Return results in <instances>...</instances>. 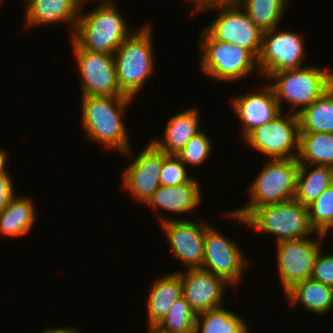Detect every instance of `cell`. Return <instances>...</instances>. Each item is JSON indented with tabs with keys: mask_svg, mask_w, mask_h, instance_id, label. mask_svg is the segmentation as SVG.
Instances as JSON below:
<instances>
[{
	"mask_svg": "<svg viewBox=\"0 0 333 333\" xmlns=\"http://www.w3.org/2000/svg\"><path fill=\"white\" fill-rule=\"evenodd\" d=\"M311 227L317 237H325L333 227V183L307 206Z\"/></svg>",
	"mask_w": 333,
	"mask_h": 333,
	"instance_id": "obj_30",
	"label": "cell"
},
{
	"mask_svg": "<svg viewBox=\"0 0 333 333\" xmlns=\"http://www.w3.org/2000/svg\"><path fill=\"white\" fill-rule=\"evenodd\" d=\"M181 296L182 279L179 272L157 278L151 286L146 303L149 326H156Z\"/></svg>",
	"mask_w": 333,
	"mask_h": 333,
	"instance_id": "obj_21",
	"label": "cell"
},
{
	"mask_svg": "<svg viewBox=\"0 0 333 333\" xmlns=\"http://www.w3.org/2000/svg\"><path fill=\"white\" fill-rule=\"evenodd\" d=\"M82 4L80 0H33L25 7L26 26L68 22L72 36Z\"/></svg>",
	"mask_w": 333,
	"mask_h": 333,
	"instance_id": "obj_18",
	"label": "cell"
},
{
	"mask_svg": "<svg viewBox=\"0 0 333 333\" xmlns=\"http://www.w3.org/2000/svg\"><path fill=\"white\" fill-rule=\"evenodd\" d=\"M261 91L231 99L232 108L243 124V138L255 128L270 122L282 112L272 87L267 85V87H264V91Z\"/></svg>",
	"mask_w": 333,
	"mask_h": 333,
	"instance_id": "obj_17",
	"label": "cell"
},
{
	"mask_svg": "<svg viewBox=\"0 0 333 333\" xmlns=\"http://www.w3.org/2000/svg\"><path fill=\"white\" fill-rule=\"evenodd\" d=\"M132 99L128 96H82V125L89 140L130 155L131 144L122 114Z\"/></svg>",
	"mask_w": 333,
	"mask_h": 333,
	"instance_id": "obj_1",
	"label": "cell"
},
{
	"mask_svg": "<svg viewBox=\"0 0 333 333\" xmlns=\"http://www.w3.org/2000/svg\"><path fill=\"white\" fill-rule=\"evenodd\" d=\"M218 16L205 29L215 40L249 50L257 59L261 53L263 31L237 5L216 6Z\"/></svg>",
	"mask_w": 333,
	"mask_h": 333,
	"instance_id": "obj_9",
	"label": "cell"
},
{
	"mask_svg": "<svg viewBox=\"0 0 333 333\" xmlns=\"http://www.w3.org/2000/svg\"><path fill=\"white\" fill-rule=\"evenodd\" d=\"M42 333H79L76 328L58 327L54 329L47 328Z\"/></svg>",
	"mask_w": 333,
	"mask_h": 333,
	"instance_id": "obj_36",
	"label": "cell"
},
{
	"mask_svg": "<svg viewBox=\"0 0 333 333\" xmlns=\"http://www.w3.org/2000/svg\"><path fill=\"white\" fill-rule=\"evenodd\" d=\"M194 333H249V330L240 316L221 306L198 313Z\"/></svg>",
	"mask_w": 333,
	"mask_h": 333,
	"instance_id": "obj_27",
	"label": "cell"
},
{
	"mask_svg": "<svg viewBox=\"0 0 333 333\" xmlns=\"http://www.w3.org/2000/svg\"><path fill=\"white\" fill-rule=\"evenodd\" d=\"M79 66L82 96H125L119 88L114 56L82 49L72 39Z\"/></svg>",
	"mask_w": 333,
	"mask_h": 333,
	"instance_id": "obj_12",
	"label": "cell"
},
{
	"mask_svg": "<svg viewBox=\"0 0 333 333\" xmlns=\"http://www.w3.org/2000/svg\"><path fill=\"white\" fill-rule=\"evenodd\" d=\"M285 0H240L239 6L264 32L277 28L285 12Z\"/></svg>",
	"mask_w": 333,
	"mask_h": 333,
	"instance_id": "obj_28",
	"label": "cell"
},
{
	"mask_svg": "<svg viewBox=\"0 0 333 333\" xmlns=\"http://www.w3.org/2000/svg\"><path fill=\"white\" fill-rule=\"evenodd\" d=\"M307 169H311L307 164H299L294 198L303 206L310 205L333 183V167L315 165Z\"/></svg>",
	"mask_w": 333,
	"mask_h": 333,
	"instance_id": "obj_24",
	"label": "cell"
},
{
	"mask_svg": "<svg viewBox=\"0 0 333 333\" xmlns=\"http://www.w3.org/2000/svg\"><path fill=\"white\" fill-rule=\"evenodd\" d=\"M268 78L275 79L269 85L274 91L281 111L282 101H286L292 105V109L300 107L294 112L295 114L310 106L333 85V72L316 66L283 70L271 73Z\"/></svg>",
	"mask_w": 333,
	"mask_h": 333,
	"instance_id": "obj_6",
	"label": "cell"
},
{
	"mask_svg": "<svg viewBox=\"0 0 333 333\" xmlns=\"http://www.w3.org/2000/svg\"><path fill=\"white\" fill-rule=\"evenodd\" d=\"M299 133L333 134V85L310 106L298 113Z\"/></svg>",
	"mask_w": 333,
	"mask_h": 333,
	"instance_id": "obj_25",
	"label": "cell"
},
{
	"mask_svg": "<svg viewBox=\"0 0 333 333\" xmlns=\"http://www.w3.org/2000/svg\"><path fill=\"white\" fill-rule=\"evenodd\" d=\"M226 214L258 231L276 235V243L307 238L315 232L309 221L307 206L295 199L255 208L245 219L233 211Z\"/></svg>",
	"mask_w": 333,
	"mask_h": 333,
	"instance_id": "obj_3",
	"label": "cell"
},
{
	"mask_svg": "<svg viewBox=\"0 0 333 333\" xmlns=\"http://www.w3.org/2000/svg\"><path fill=\"white\" fill-rule=\"evenodd\" d=\"M176 259L188 269L201 268L207 224L181 219L159 218Z\"/></svg>",
	"mask_w": 333,
	"mask_h": 333,
	"instance_id": "obj_15",
	"label": "cell"
},
{
	"mask_svg": "<svg viewBox=\"0 0 333 333\" xmlns=\"http://www.w3.org/2000/svg\"><path fill=\"white\" fill-rule=\"evenodd\" d=\"M311 278L333 287V253L325 255L320 249L314 261Z\"/></svg>",
	"mask_w": 333,
	"mask_h": 333,
	"instance_id": "obj_33",
	"label": "cell"
},
{
	"mask_svg": "<svg viewBox=\"0 0 333 333\" xmlns=\"http://www.w3.org/2000/svg\"><path fill=\"white\" fill-rule=\"evenodd\" d=\"M308 238L284 240L276 244L278 272L284 293L295 283L312 277L314 261L321 244L318 239Z\"/></svg>",
	"mask_w": 333,
	"mask_h": 333,
	"instance_id": "obj_13",
	"label": "cell"
},
{
	"mask_svg": "<svg viewBox=\"0 0 333 333\" xmlns=\"http://www.w3.org/2000/svg\"><path fill=\"white\" fill-rule=\"evenodd\" d=\"M134 32L113 54L120 91L131 98L143 88L146 79L150 78L155 62L151 27L145 25Z\"/></svg>",
	"mask_w": 333,
	"mask_h": 333,
	"instance_id": "obj_4",
	"label": "cell"
},
{
	"mask_svg": "<svg viewBox=\"0 0 333 333\" xmlns=\"http://www.w3.org/2000/svg\"><path fill=\"white\" fill-rule=\"evenodd\" d=\"M197 314L183 296L175 301L156 327L167 333H194Z\"/></svg>",
	"mask_w": 333,
	"mask_h": 333,
	"instance_id": "obj_29",
	"label": "cell"
},
{
	"mask_svg": "<svg viewBox=\"0 0 333 333\" xmlns=\"http://www.w3.org/2000/svg\"><path fill=\"white\" fill-rule=\"evenodd\" d=\"M193 177L189 173L185 165L176 155H168L163 160L160 174L161 186H177L190 182Z\"/></svg>",
	"mask_w": 333,
	"mask_h": 333,
	"instance_id": "obj_32",
	"label": "cell"
},
{
	"mask_svg": "<svg viewBox=\"0 0 333 333\" xmlns=\"http://www.w3.org/2000/svg\"><path fill=\"white\" fill-rule=\"evenodd\" d=\"M199 43L202 50L201 69L208 76L222 81L247 77L258 67V59L247 49L215 40L205 29Z\"/></svg>",
	"mask_w": 333,
	"mask_h": 333,
	"instance_id": "obj_7",
	"label": "cell"
},
{
	"mask_svg": "<svg viewBox=\"0 0 333 333\" xmlns=\"http://www.w3.org/2000/svg\"><path fill=\"white\" fill-rule=\"evenodd\" d=\"M195 178L177 186H160L145 203L152 209L160 207L169 212L186 213L196 209L201 201L200 184Z\"/></svg>",
	"mask_w": 333,
	"mask_h": 333,
	"instance_id": "obj_20",
	"label": "cell"
},
{
	"mask_svg": "<svg viewBox=\"0 0 333 333\" xmlns=\"http://www.w3.org/2000/svg\"><path fill=\"white\" fill-rule=\"evenodd\" d=\"M7 156L3 149L0 150V175L9 174L6 170Z\"/></svg>",
	"mask_w": 333,
	"mask_h": 333,
	"instance_id": "obj_37",
	"label": "cell"
},
{
	"mask_svg": "<svg viewBox=\"0 0 333 333\" xmlns=\"http://www.w3.org/2000/svg\"><path fill=\"white\" fill-rule=\"evenodd\" d=\"M82 3H84L85 1H89V0H80ZM91 1V0H90Z\"/></svg>",
	"mask_w": 333,
	"mask_h": 333,
	"instance_id": "obj_40",
	"label": "cell"
},
{
	"mask_svg": "<svg viewBox=\"0 0 333 333\" xmlns=\"http://www.w3.org/2000/svg\"><path fill=\"white\" fill-rule=\"evenodd\" d=\"M98 5L86 15L79 12L72 39L87 51L113 55L131 33L114 2Z\"/></svg>",
	"mask_w": 333,
	"mask_h": 333,
	"instance_id": "obj_2",
	"label": "cell"
},
{
	"mask_svg": "<svg viewBox=\"0 0 333 333\" xmlns=\"http://www.w3.org/2000/svg\"><path fill=\"white\" fill-rule=\"evenodd\" d=\"M236 243L207 224L201 269L236 286L249 263Z\"/></svg>",
	"mask_w": 333,
	"mask_h": 333,
	"instance_id": "obj_10",
	"label": "cell"
},
{
	"mask_svg": "<svg viewBox=\"0 0 333 333\" xmlns=\"http://www.w3.org/2000/svg\"><path fill=\"white\" fill-rule=\"evenodd\" d=\"M276 27L263 32L262 49L258 57V70L266 78L271 73L302 68L304 43L301 34L276 32Z\"/></svg>",
	"mask_w": 333,
	"mask_h": 333,
	"instance_id": "obj_11",
	"label": "cell"
},
{
	"mask_svg": "<svg viewBox=\"0 0 333 333\" xmlns=\"http://www.w3.org/2000/svg\"><path fill=\"white\" fill-rule=\"evenodd\" d=\"M199 110L190 108L175 114L165 127L164 140H151V142L167 155H178L186 143L201 130L199 127Z\"/></svg>",
	"mask_w": 333,
	"mask_h": 333,
	"instance_id": "obj_19",
	"label": "cell"
},
{
	"mask_svg": "<svg viewBox=\"0 0 333 333\" xmlns=\"http://www.w3.org/2000/svg\"><path fill=\"white\" fill-rule=\"evenodd\" d=\"M36 219L33 202L26 196H14L0 213V235L18 237L30 232Z\"/></svg>",
	"mask_w": 333,
	"mask_h": 333,
	"instance_id": "obj_23",
	"label": "cell"
},
{
	"mask_svg": "<svg viewBox=\"0 0 333 333\" xmlns=\"http://www.w3.org/2000/svg\"><path fill=\"white\" fill-rule=\"evenodd\" d=\"M288 113L287 116H283L281 112L270 122L255 128L244 138L245 142L269 157L268 159L297 158L300 132L299 118L298 114L294 112L290 115ZM292 151L294 152L292 153Z\"/></svg>",
	"mask_w": 333,
	"mask_h": 333,
	"instance_id": "obj_8",
	"label": "cell"
},
{
	"mask_svg": "<svg viewBox=\"0 0 333 333\" xmlns=\"http://www.w3.org/2000/svg\"><path fill=\"white\" fill-rule=\"evenodd\" d=\"M180 274L182 296L196 314L222 306L224 285L228 284L223 278L201 268L188 269Z\"/></svg>",
	"mask_w": 333,
	"mask_h": 333,
	"instance_id": "obj_16",
	"label": "cell"
},
{
	"mask_svg": "<svg viewBox=\"0 0 333 333\" xmlns=\"http://www.w3.org/2000/svg\"><path fill=\"white\" fill-rule=\"evenodd\" d=\"M211 140L206 133L200 131L191 138L185 147L176 155L181 162L186 166H198L202 164L212 151Z\"/></svg>",
	"mask_w": 333,
	"mask_h": 333,
	"instance_id": "obj_31",
	"label": "cell"
},
{
	"mask_svg": "<svg viewBox=\"0 0 333 333\" xmlns=\"http://www.w3.org/2000/svg\"><path fill=\"white\" fill-rule=\"evenodd\" d=\"M289 303L298 302L314 314H326L333 308V287L312 278L295 283L285 292Z\"/></svg>",
	"mask_w": 333,
	"mask_h": 333,
	"instance_id": "obj_22",
	"label": "cell"
},
{
	"mask_svg": "<svg viewBox=\"0 0 333 333\" xmlns=\"http://www.w3.org/2000/svg\"><path fill=\"white\" fill-rule=\"evenodd\" d=\"M240 0H193L194 10L193 13H198L201 10H208L209 8L216 6H227V5H237Z\"/></svg>",
	"mask_w": 333,
	"mask_h": 333,
	"instance_id": "obj_35",
	"label": "cell"
},
{
	"mask_svg": "<svg viewBox=\"0 0 333 333\" xmlns=\"http://www.w3.org/2000/svg\"><path fill=\"white\" fill-rule=\"evenodd\" d=\"M14 194L11 177L8 174L0 175V213L8 206Z\"/></svg>",
	"mask_w": 333,
	"mask_h": 333,
	"instance_id": "obj_34",
	"label": "cell"
},
{
	"mask_svg": "<svg viewBox=\"0 0 333 333\" xmlns=\"http://www.w3.org/2000/svg\"><path fill=\"white\" fill-rule=\"evenodd\" d=\"M167 156L150 141L137 158L127 166L123 174V186L137 201L145 204L161 186V168Z\"/></svg>",
	"mask_w": 333,
	"mask_h": 333,
	"instance_id": "obj_14",
	"label": "cell"
},
{
	"mask_svg": "<svg viewBox=\"0 0 333 333\" xmlns=\"http://www.w3.org/2000/svg\"><path fill=\"white\" fill-rule=\"evenodd\" d=\"M31 1H33V0H27V3H26V4L28 5Z\"/></svg>",
	"mask_w": 333,
	"mask_h": 333,
	"instance_id": "obj_39",
	"label": "cell"
},
{
	"mask_svg": "<svg viewBox=\"0 0 333 333\" xmlns=\"http://www.w3.org/2000/svg\"><path fill=\"white\" fill-rule=\"evenodd\" d=\"M148 333H167V332H164V331H161L158 327L156 326H149L148 327Z\"/></svg>",
	"mask_w": 333,
	"mask_h": 333,
	"instance_id": "obj_38",
	"label": "cell"
},
{
	"mask_svg": "<svg viewBox=\"0 0 333 333\" xmlns=\"http://www.w3.org/2000/svg\"><path fill=\"white\" fill-rule=\"evenodd\" d=\"M299 164L333 167L332 133H299ZM309 163V164H308Z\"/></svg>",
	"mask_w": 333,
	"mask_h": 333,
	"instance_id": "obj_26",
	"label": "cell"
},
{
	"mask_svg": "<svg viewBox=\"0 0 333 333\" xmlns=\"http://www.w3.org/2000/svg\"><path fill=\"white\" fill-rule=\"evenodd\" d=\"M299 162L292 159H268L249 187V205L233 212L246 218L255 208L283 203L295 198Z\"/></svg>",
	"mask_w": 333,
	"mask_h": 333,
	"instance_id": "obj_5",
	"label": "cell"
}]
</instances>
